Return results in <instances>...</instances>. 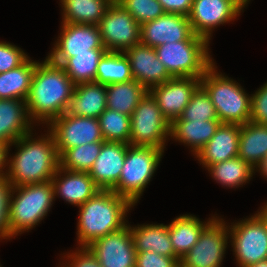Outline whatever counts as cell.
<instances>
[{
    "mask_svg": "<svg viewBox=\"0 0 267 267\" xmlns=\"http://www.w3.org/2000/svg\"><path fill=\"white\" fill-rule=\"evenodd\" d=\"M179 118L183 121L218 120L211 98L201 85L191 96L189 104L184 108Z\"/></svg>",
    "mask_w": 267,
    "mask_h": 267,
    "instance_id": "obj_36",
    "label": "cell"
},
{
    "mask_svg": "<svg viewBox=\"0 0 267 267\" xmlns=\"http://www.w3.org/2000/svg\"><path fill=\"white\" fill-rule=\"evenodd\" d=\"M133 80L130 62L124 52L107 51L97 66L95 82L109 85Z\"/></svg>",
    "mask_w": 267,
    "mask_h": 267,
    "instance_id": "obj_33",
    "label": "cell"
},
{
    "mask_svg": "<svg viewBox=\"0 0 267 267\" xmlns=\"http://www.w3.org/2000/svg\"><path fill=\"white\" fill-rule=\"evenodd\" d=\"M220 124L219 120L183 121L177 118L170 124V138L191 146L190 150L196 156L215 135Z\"/></svg>",
    "mask_w": 267,
    "mask_h": 267,
    "instance_id": "obj_24",
    "label": "cell"
},
{
    "mask_svg": "<svg viewBox=\"0 0 267 267\" xmlns=\"http://www.w3.org/2000/svg\"><path fill=\"white\" fill-rule=\"evenodd\" d=\"M54 199L56 198L51 180L13 187L8 212L10 237L13 238L24 231L29 232L38 225L47 216Z\"/></svg>",
    "mask_w": 267,
    "mask_h": 267,
    "instance_id": "obj_4",
    "label": "cell"
},
{
    "mask_svg": "<svg viewBox=\"0 0 267 267\" xmlns=\"http://www.w3.org/2000/svg\"><path fill=\"white\" fill-rule=\"evenodd\" d=\"M12 188L6 176L0 178V239L11 238L8 229V212Z\"/></svg>",
    "mask_w": 267,
    "mask_h": 267,
    "instance_id": "obj_39",
    "label": "cell"
},
{
    "mask_svg": "<svg viewBox=\"0 0 267 267\" xmlns=\"http://www.w3.org/2000/svg\"><path fill=\"white\" fill-rule=\"evenodd\" d=\"M199 86L200 78L176 77L152 87L148 92L159 105L163 116L171 124L182 114Z\"/></svg>",
    "mask_w": 267,
    "mask_h": 267,
    "instance_id": "obj_16",
    "label": "cell"
},
{
    "mask_svg": "<svg viewBox=\"0 0 267 267\" xmlns=\"http://www.w3.org/2000/svg\"><path fill=\"white\" fill-rule=\"evenodd\" d=\"M54 197L61 196L71 205L81 206L101 189L88 172L70 171L58 167L51 179Z\"/></svg>",
    "mask_w": 267,
    "mask_h": 267,
    "instance_id": "obj_20",
    "label": "cell"
},
{
    "mask_svg": "<svg viewBox=\"0 0 267 267\" xmlns=\"http://www.w3.org/2000/svg\"><path fill=\"white\" fill-rule=\"evenodd\" d=\"M129 144L104 142L89 176L101 190H112L118 183Z\"/></svg>",
    "mask_w": 267,
    "mask_h": 267,
    "instance_id": "obj_19",
    "label": "cell"
},
{
    "mask_svg": "<svg viewBox=\"0 0 267 267\" xmlns=\"http://www.w3.org/2000/svg\"><path fill=\"white\" fill-rule=\"evenodd\" d=\"M250 0H193L189 22L194 34L208 41L213 30L235 20Z\"/></svg>",
    "mask_w": 267,
    "mask_h": 267,
    "instance_id": "obj_12",
    "label": "cell"
},
{
    "mask_svg": "<svg viewBox=\"0 0 267 267\" xmlns=\"http://www.w3.org/2000/svg\"><path fill=\"white\" fill-rule=\"evenodd\" d=\"M106 109V86L97 82H89L75 85L65 113L98 119Z\"/></svg>",
    "mask_w": 267,
    "mask_h": 267,
    "instance_id": "obj_23",
    "label": "cell"
},
{
    "mask_svg": "<svg viewBox=\"0 0 267 267\" xmlns=\"http://www.w3.org/2000/svg\"><path fill=\"white\" fill-rule=\"evenodd\" d=\"M106 52L107 49H90V53H71V58L60 66L75 85L95 82L97 66Z\"/></svg>",
    "mask_w": 267,
    "mask_h": 267,
    "instance_id": "obj_31",
    "label": "cell"
},
{
    "mask_svg": "<svg viewBox=\"0 0 267 267\" xmlns=\"http://www.w3.org/2000/svg\"><path fill=\"white\" fill-rule=\"evenodd\" d=\"M267 155V125L251 121L240 125L238 157L252 168Z\"/></svg>",
    "mask_w": 267,
    "mask_h": 267,
    "instance_id": "obj_27",
    "label": "cell"
},
{
    "mask_svg": "<svg viewBox=\"0 0 267 267\" xmlns=\"http://www.w3.org/2000/svg\"><path fill=\"white\" fill-rule=\"evenodd\" d=\"M10 146L8 143L0 141V178L6 176L7 170L4 168L8 167V154L10 151ZM5 170V171H4Z\"/></svg>",
    "mask_w": 267,
    "mask_h": 267,
    "instance_id": "obj_44",
    "label": "cell"
},
{
    "mask_svg": "<svg viewBox=\"0 0 267 267\" xmlns=\"http://www.w3.org/2000/svg\"><path fill=\"white\" fill-rule=\"evenodd\" d=\"M228 232L239 267L267 259V229L257 214L231 223Z\"/></svg>",
    "mask_w": 267,
    "mask_h": 267,
    "instance_id": "obj_9",
    "label": "cell"
},
{
    "mask_svg": "<svg viewBox=\"0 0 267 267\" xmlns=\"http://www.w3.org/2000/svg\"><path fill=\"white\" fill-rule=\"evenodd\" d=\"M226 222L215 217L202 231L198 241L180 259V267H220L228 245Z\"/></svg>",
    "mask_w": 267,
    "mask_h": 267,
    "instance_id": "obj_10",
    "label": "cell"
},
{
    "mask_svg": "<svg viewBox=\"0 0 267 267\" xmlns=\"http://www.w3.org/2000/svg\"><path fill=\"white\" fill-rule=\"evenodd\" d=\"M124 53L129 59L133 79L147 91L172 78L160 62L155 48L139 43Z\"/></svg>",
    "mask_w": 267,
    "mask_h": 267,
    "instance_id": "obj_18",
    "label": "cell"
},
{
    "mask_svg": "<svg viewBox=\"0 0 267 267\" xmlns=\"http://www.w3.org/2000/svg\"><path fill=\"white\" fill-rule=\"evenodd\" d=\"M131 117L130 145L163 149L170 136V123L149 92L140 100Z\"/></svg>",
    "mask_w": 267,
    "mask_h": 267,
    "instance_id": "obj_8",
    "label": "cell"
},
{
    "mask_svg": "<svg viewBox=\"0 0 267 267\" xmlns=\"http://www.w3.org/2000/svg\"><path fill=\"white\" fill-rule=\"evenodd\" d=\"M101 134L105 142L130 144L131 117L106 109L99 117Z\"/></svg>",
    "mask_w": 267,
    "mask_h": 267,
    "instance_id": "obj_35",
    "label": "cell"
},
{
    "mask_svg": "<svg viewBox=\"0 0 267 267\" xmlns=\"http://www.w3.org/2000/svg\"><path fill=\"white\" fill-rule=\"evenodd\" d=\"M75 84L66 71L47 57L37 62L26 106L31 121L46 126L64 114L74 92ZM38 121V122H37Z\"/></svg>",
    "mask_w": 267,
    "mask_h": 267,
    "instance_id": "obj_1",
    "label": "cell"
},
{
    "mask_svg": "<svg viewBox=\"0 0 267 267\" xmlns=\"http://www.w3.org/2000/svg\"><path fill=\"white\" fill-rule=\"evenodd\" d=\"M239 124L221 123L215 135L195 156L203 167L223 162L238 156Z\"/></svg>",
    "mask_w": 267,
    "mask_h": 267,
    "instance_id": "obj_21",
    "label": "cell"
},
{
    "mask_svg": "<svg viewBox=\"0 0 267 267\" xmlns=\"http://www.w3.org/2000/svg\"><path fill=\"white\" fill-rule=\"evenodd\" d=\"M103 143H87L65 150L59 156V167L70 171L89 172Z\"/></svg>",
    "mask_w": 267,
    "mask_h": 267,
    "instance_id": "obj_34",
    "label": "cell"
},
{
    "mask_svg": "<svg viewBox=\"0 0 267 267\" xmlns=\"http://www.w3.org/2000/svg\"><path fill=\"white\" fill-rule=\"evenodd\" d=\"M261 172L263 177L267 178V155L261 160V162L256 166L254 171Z\"/></svg>",
    "mask_w": 267,
    "mask_h": 267,
    "instance_id": "obj_45",
    "label": "cell"
},
{
    "mask_svg": "<svg viewBox=\"0 0 267 267\" xmlns=\"http://www.w3.org/2000/svg\"><path fill=\"white\" fill-rule=\"evenodd\" d=\"M134 205L112 190H100L79 206L78 245L88 247L95 240L127 225V212Z\"/></svg>",
    "mask_w": 267,
    "mask_h": 267,
    "instance_id": "obj_3",
    "label": "cell"
},
{
    "mask_svg": "<svg viewBox=\"0 0 267 267\" xmlns=\"http://www.w3.org/2000/svg\"><path fill=\"white\" fill-rule=\"evenodd\" d=\"M215 218L209 217L202 222L191 214L180 215L168 225V234L173 245L174 253L181 259L198 241L203 229Z\"/></svg>",
    "mask_w": 267,
    "mask_h": 267,
    "instance_id": "obj_25",
    "label": "cell"
},
{
    "mask_svg": "<svg viewBox=\"0 0 267 267\" xmlns=\"http://www.w3.org/2000/svg\"><path fill=\"white\" fill-rule=\"evenodd\" d=\"M60 36L47 58L61 65L71 53H90V49H106L98 25L61 23Z\"/></svg>",
    "mask_w": 267,
    "mask_h": 267,
    "instance_id": "obj_14",
    "label": "cell"
},
{
    "mask_svg": "<svg viewBox=\"0 0 267 267\" xmlns=\"http://www.w3.org/2000/svg\"><path fill=\"white\" fill-rule=\"evenodd\" d=\"M209 43L207 39L197 36L194 40L164 43L155 50L172 78H201L215 63L208 52Z\"/></svg>",
    "mask_w": 267,
    "mask_h": 267,
    "instance_id": "obj_6",
    "label": "cell"
},
{
    "mask_svg": "<svg viewBox=\"0 0 267 267\" xmlns=\"http://www.w3.org/2000/svg\"><path fill=\"white\" fill-rule=\"evenodd\" d=\"M130 13L140 24L157 19L164 15V11L158 0H115Z\"/></svg>",
    "mask_w": 267,
    "mask_h": 267,
    "instance_id": "obj_37",
    "label": "cell"
},
{
    "mask_svg": "<svg viewBox=\"0 0 267 267\" xmlns=\"http://www.w3.org/2000/svg\"><path fill=\"white\" fill-rule=\"evenodd\" d=\"M47 126V131L53 135L58 156L65 150L76 146L105 142L97 118L64 113Z\"/></svg>",
    "mask_w": 267,
    "mask_h": 267,
    "instance_id": "obj_13",
    "label": "cell"
},
{
    "mask_svg": "<svg viewBox=\"0 0 267 267\" xmlns=\"http://www.w3.org/2000/svg\"><path fill=\"white\" fill-rule=\"evenodd\" d=\"M215 63L200 78L221 123L243 125L250 121L251 95L235 80L217 72Z\"/></svg>",
    "mask_w": 267,
    "mask_h": 267,
    "instance_id": "obj_5",
    "label": "cell"
},
{
    "mask_svg": "<svg viewBox=\"0 0 267 267\" xmlns=\"http://www.w3.org/2000/svg\"><path fill=\"white\" fill-rule=\"evenodd\" d=\"M246 267H267V259L259 261V262L255 263V264H252V265H249V266H246Z\"/></svg>",
    "mask_w": 267,
    "mask_h": 267,
    "instance_id": "obj_47",
    "label": "cell"
},
{
    "mask_svg": "<svg viewBox=\"0 0 267 267\" xmlns=\"http://www.w3.org/2000/svg\"><path fill=\"white\" fill-rule=\"evenodd\" d=\"M206 169L217 183L227 188L243 186L255 174L254 168L238 156L215 163Z\"/></svg>",
    "mask_w": 267,
    "mask_h": 267,
    "instance_id": "obj_32",
    "label": "cell"
},
{
    "mask_svg": "<svg viewBox=\"0 0 267 267\" xmlns=\"http://www.w3.org/2000/svg\"><path fill=\"white\" fill-rule=\"evenodd\" d=\"M28 133L9 146H16L17 152L8 157L6 178L13 187L49 181L59 167V156L53 135L33 139Z\"/></svg>",
    "mask_w": 267,
    "mask_h": 267,
    "instance_id": "obj_2",
    "label": "cell"
},
{
    "mask_svg": "<svg viewBox=\"0 0 267 267\" xmlns=\"http://www.w3.org/2000/svg\"><path fill=\"white\" fill-rule=\"evenodd\" d=\"M178 257H168L153 251L136 252L135 267H180Z\"/></svg>",
    "mask_w": 267,
    "mask_h": 267,
    "instance_id": "obj_40",
    "label": "cell"
},
{
    "mask_svg": "<svg viewBox=\"0 0 267 267\" xmlns=\"http://www.w3.org/2000/svg\"><path fill=\"white\" fill-rule=\"evenodd\" d=\"M75 252L68 253L66 264L63 263L62 267H102L99 261L96 259L94 254L90 251L88 247L77 248ZM65 264V265H64ZM64 265V266H63Z\"/></svg>",
    "mask_w": 267,
    "mask_h": 267,
    "instance_id": "obj_42",
    "label": "cell"
},
{
    "mask_svg": "<svg viewBox=\"0 0 267 267\" xmlns=\"http://www.w3.org/2000/svg\"><path fill=\"white\" fill-rule=\"evenodd\" d=\"M136 252L153 251L155 253L177 257L168 234V225L143 224L130 226Z\"/></svg>",
    "mask_w": 267,
    "mask_h": 267,
    "instance_id": "obj_26",
    "label": "cell"
},
{
    "mask_svg": "<svg viewBox=\"0 0 267 267\" xmlns=\"http://www.w3.org/2000/svg\"><path fill=\"white\" fill-rule=\"evenodd\" d=\"M107 51L124 52L140 43L141 25L117 1H113L98 24Z\"/></svg>",
    "mask_w": 267,
    "mask_h": 267,
    "instance_id": "obj_11",
    "label": "cell"
},
{
    "mask_svg": "<svg viewBox=\"0 0 267 267\" xmlns=\"http://www.w3.org/2000/svg\"><path fill=\"white\" fill-rule=\"evenodd\" d=\"M88 248L102 267H135L136 250L129 224L100 237Z\"/></svg>",
    "mask_w": 267,
    "mask_h": 267,
    "instance_id": "obj_15",
    "label": "cell"
},
{
    "mask_svg": "<svg viewBox=\"0 0 267 267\" xmlns=\"http://www.w3.org/2000/svg\"><path fill=\"white\" fill-rule=\"evenodd\" d=\"M37 61L29 57L22 65L0 73V99L26 100Z\"/></svg>",
    "mask_w": 267,
    "mask_h": 267,
    "instance_id": "obj_29",
    "label": "cell"
},
{
    "mask_svg": "<svg viewBox=\"0 0 267 267\" xmlns=\"http://www.w3.org/2000/svg\"><path fill=\"white\" fill-rule=\"evenodd\" d=\"M29 56L21 48L9 42H0V73L22 65Z\"/></svg>",
    "mask_w": 267,
    "mask_h": 267,
    "instance_id": "obj_38",
    "label": "cell"
},
{
    "mask_svg": "<svg viewBox=\"0 0 267 267\" xmlns=\"http://www.w3.org/2000/svg\"><path fill=\"white\" fill-rule=\"evenodd\" d=\"M33 126L28 115L26 101L0 99V141L11 145L19 138L31 133L34 130Z\"/></svg>",
    "mask_w": 267,
    "mask_h": 267,
    "instance_id": "obj_22",
    "label": "cell"
},
{
    "mask_svg": "<svg viewBox=\"0 0 267 267\" xmlns=\"http://www.w3.org/2000/svg\"><path fill=\"white\" fill-rule=\"evenodd\" d=\"M114 0H60L62 22L98 25Z\"/></svg>",
    "mask_w": 267,
    "mask_h": 267,
    "instance_id": "obj_28",
    "label": "cell"
},
{
    "mask_svg": "<svg viewBox=\"0 0 267 267\" xmlns=\"http://www.w3.org/2000/svg\"><path fill=\"white\" fill-rule=\"evenodd\" d=\"M266 205H263V207L260 209V211H257V215L262 219L263 223L266 226L267 229V203Z\"/></svg>",
    "mask_w": 267,
    "mask_h": 267,
    "instance_id": "obj_46",
    "label": "cell"
},
{
    "mask_svg": "<svg viewBox=\"0 0 267 267\" xmlns=\"http://www.w3.org/2000/svg\"><path fill=\"white\" fill-rule=\"evenodd\" d=\"M148 91L136 80L106 85L107 108L131 116Z\"/></svg>",
    "mask_w": 267,
    "mask_h": 267,
    "instance_id": "obj_30",
    "label": "cell"
},
{
    "mask_svg": "<svg viewBox=\"0 0 267 267\" xmlns=\"http://www.w3.org/2000/svg\"><path fill=\"white\" fill-rule=\"evenodd\" d=\"M251 95L250 121L267 125V82Z\"/></svg>",
    "mask_w": 267,
    "mask_h": 267,
    "instance_id": "obj_41",
    "label": "cell"
},
{
    "mask_svg": "<svg viewBox=\"0 0 267 267\" xmlns=\"http://www.w3.org/2000/svg\"><path fill=\"white\" fill-rule=\"evenodd\" d=\"M196 37L188 17L173 13H165L142 24L140 31V43L153 48L168 42L194 40Z\"/></svg>",
    "mask_w": 267,
    "mask_h": 267,
    "instance_id": "obj_17",
    "label": "cell"
},
{
    "mask_svg": "<svg viewBox=\"0 0 267 267\" xmlns=\"http://www.w3.org/2000/svg\"><path fill=\"white\" fill-rule=\"evenodd\" d=\"M166 13L180 14L188 17L193 0H158Z\"/></svg>",
    "mask_w": 267,
    "mask_h": 267,
    "instance_id": "obj_43",
    "label": "cell"
},
{
    "mask_svg": "<svg viewBox=\"0 0 267 267\" xmlns=\"http://www.w3.org/2000/svg\"><path fill=\"white\" fill-rule=\"evenodd\" d=\"M163 153V149L129 144L121 176L112 191L135 206L156 172Z\"/></svg>",
    "mask_w": 267,
    "mask_h": 267,
    "instance_id": "obj_7",
    "label": "cell"
}]
</instances>
